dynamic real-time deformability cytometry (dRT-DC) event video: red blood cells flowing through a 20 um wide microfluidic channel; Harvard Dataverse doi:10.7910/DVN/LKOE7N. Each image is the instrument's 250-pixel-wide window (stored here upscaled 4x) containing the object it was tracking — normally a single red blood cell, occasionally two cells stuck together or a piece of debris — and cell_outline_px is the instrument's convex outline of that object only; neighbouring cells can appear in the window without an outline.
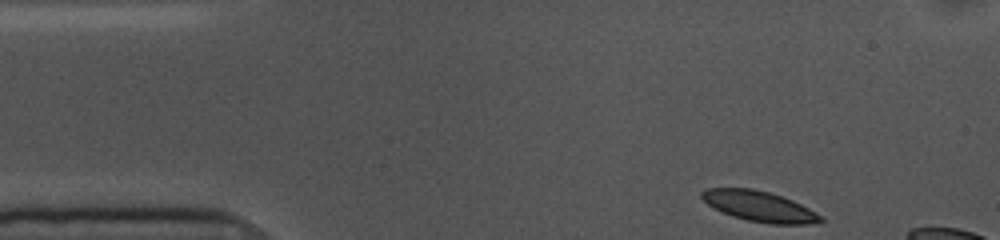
{"species": "common noctule bat (a hibernating species)", "species_latin": "Nyctalus noctula", "temperature_condition": "cold", "stored_images_in_passage": 8, "camera_frame_rate_fps": 3000, "um_per_image_px": 0.085, "animal": {"sex": "female", "body_mass_g": 10.0, "forearm_length_mm": 53.1}, "frame": {"image": 1, "passage_image": 1, "time_ms": 0.0, "image_size_px": [1000, 240], "cell_outline_px": [[824, 220], [808, 224], [768, 224], [748, 220], [732, 216], [708, 204], [700, 196], [700, 192], [708, 188], [752, 188], [768, 192], [792, 200], [824, 216]], "centroid_in_image_um": [64.56, 17.54], "position_along_channel_um": 20.4, "area_um2": 20.87}}